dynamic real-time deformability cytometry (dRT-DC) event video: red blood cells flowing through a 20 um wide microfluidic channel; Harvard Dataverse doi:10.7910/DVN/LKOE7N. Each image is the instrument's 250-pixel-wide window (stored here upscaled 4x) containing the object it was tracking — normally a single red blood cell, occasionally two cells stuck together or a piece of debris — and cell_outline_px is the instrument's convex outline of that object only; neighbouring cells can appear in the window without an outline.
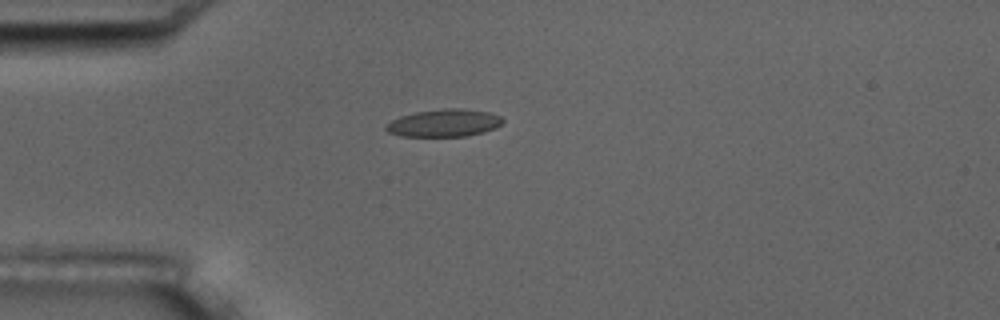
{"species": "common noctule bat (a hibernating species)", "species_latin": "Nyctalus noctula", "temperature_condition": "room temperature", "stored_images_in_passage": 1, "camera_frame_rate_fps": 3000, "um_per_image_px": 0.085, "animal": {"sex": "male", "body_mass_g": 17.5, "forearm_length_mm": 52.3}, "frame": {"image": 1, "passage_image": 1, "time_ms": 0.0, "image_size_px": [1000, 320], "cell_outline_px": [[504, 120], [496, 128], [484, 132], [468, 136], [400, 136], [388, 132], [384, 128], [392, 120], [400, 116], [416, 112], [444, 108], [460, 108], [488, 112], [500, 116]], "centroid_in_image_um": [37.76, 10.45], "position_along_channel_um": 47.2, "area_um2": 18.67}}